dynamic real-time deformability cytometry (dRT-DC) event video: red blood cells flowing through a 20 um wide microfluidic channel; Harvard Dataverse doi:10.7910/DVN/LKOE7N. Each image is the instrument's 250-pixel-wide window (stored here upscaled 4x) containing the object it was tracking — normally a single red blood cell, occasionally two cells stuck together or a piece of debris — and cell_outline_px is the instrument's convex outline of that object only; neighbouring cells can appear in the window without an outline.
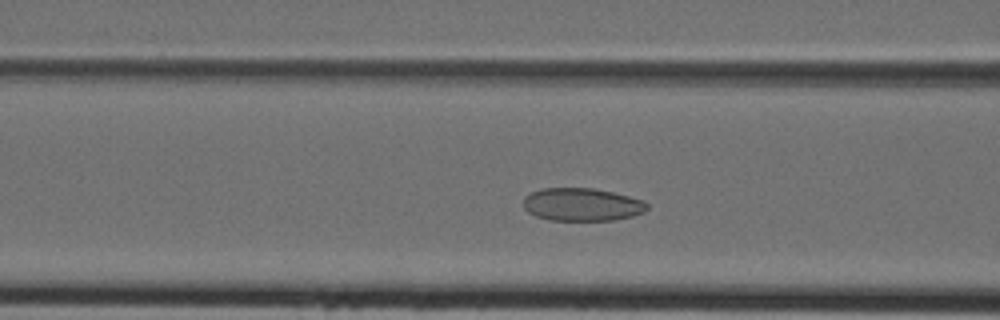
{"species": "Egyptian fruit bat (a non-hibernating species)", "species_latin": "Rousettus aegyptiacus", "temperature_condition": "cold", "stored_images_in_passage": 37, "camera_frame_rate_fps": 3000, "um_per_image_px": 0.085, "animal": {"sex": "female"}, "frame": {"image": 1, "passage_image": 11, "time_ms": 3.333, "image_size_px": [1000, 320], "cell_outline_px": [[648, 208], [644, 212], [632, 216], [612, 220], [548, 220], [536, 216], [528, 212], [524, 208], [524, 196], [540, 188], [592, 188], [612, 192], [644, 200], [648, 204]], "centroid_in_image_um": [49.46, 17.38], "position_along_channel_um": 117.1, "area_um2": 23.76}}
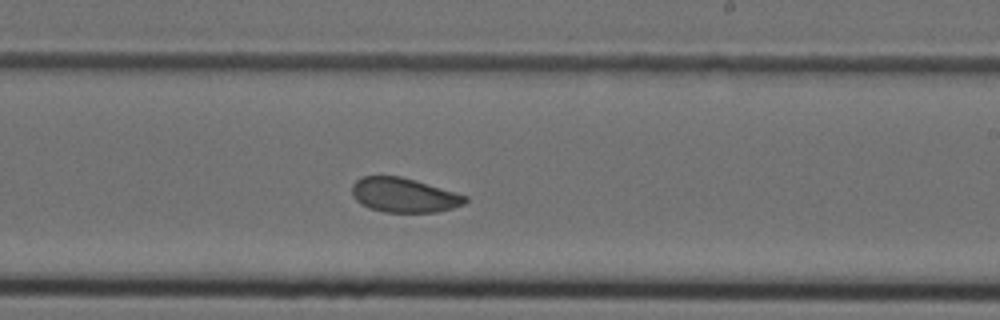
{"frame": {"image": 2, "passage_image": 20, "time_ms": 6.333, "image_size_px": [1000, 320], "cell_outline_px": [[468, 200], [464, 204], [452, 208], [436, 212], [384, 212], [360, 204], [352, 196], [352, 184], [356, 180], [364, 176], [400, 176], [416, 180], [468, 196]], "centroid_in_image_um": [34.33, 16.58], "position_along_channel_um": 254.7, "area_um2": 22.72}}
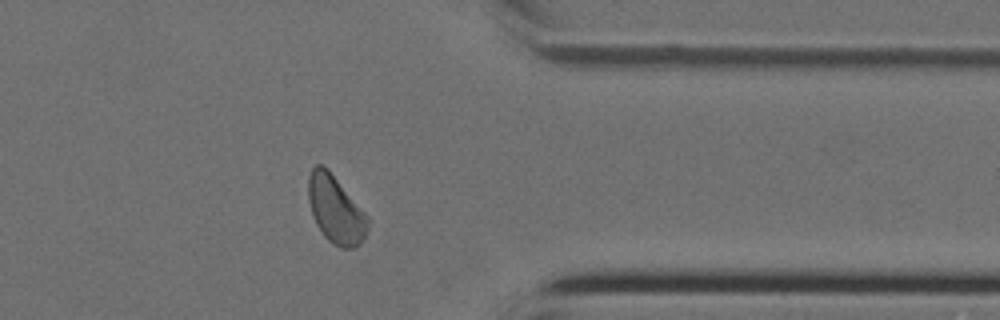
{"frame": {"image": 3, "passage_image": 29, "time_ms": 9.333, "image_size_px": [1000, 320], "cell_outline_px": [[368, 228], [364, 240], [356, 248], [340, 248], [332, 244], [324, 236], [316, 224], [312, 216], [308, 200], [308, 176], [312, 168], [316, 164], [320, 164], [328, 168], [368, 216]], "centroid_in_image_um": [28.52, 17.82], "position_along_channel_um": 382.9, "area_um2": 23.7}}